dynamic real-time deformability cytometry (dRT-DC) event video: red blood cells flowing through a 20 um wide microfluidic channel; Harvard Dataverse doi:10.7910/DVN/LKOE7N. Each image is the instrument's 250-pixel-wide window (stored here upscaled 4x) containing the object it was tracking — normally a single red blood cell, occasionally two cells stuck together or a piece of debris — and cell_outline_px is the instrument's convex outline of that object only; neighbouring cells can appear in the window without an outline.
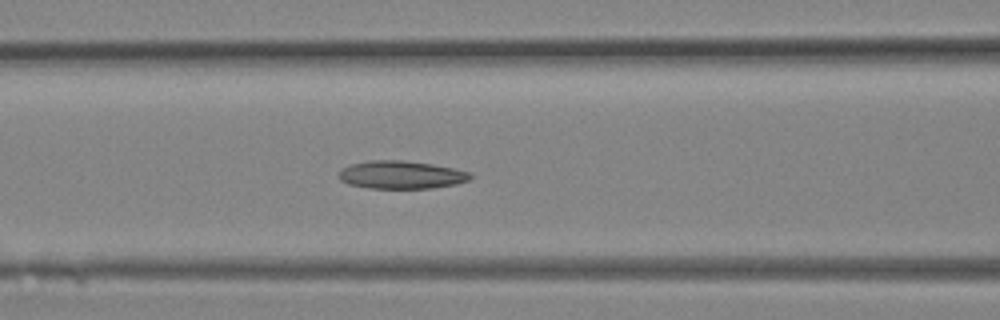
{"species": "Egyptian fruit bat (a non-hibernating species)", "species_latin": "Rousettus aegyptiacus", "temperature_condition": "room temperature", "stored_images_in_passage": 14, "camera_frame_rate_fps": 3000, "um_per_image_px": 0.085, "animal": {"sex": "female"}, "frame": {"image": 1, "passage_image": 12, "time_ms": 3.667, "image_size_px": [1000, 320], "cell_outline_px": [[472, 176], [468, 180], [456, 184], [432, 188], [368, 188], [348, 184], [340, 180], [336, 176], [340, 168], [348, 164], [368, 160], [404, 160], [432, 164], [472, 172]], "centroid_in_image_um": [34.03, 14.85], "position_along_channel_um": 132.6, "area_um2": 21.73}}
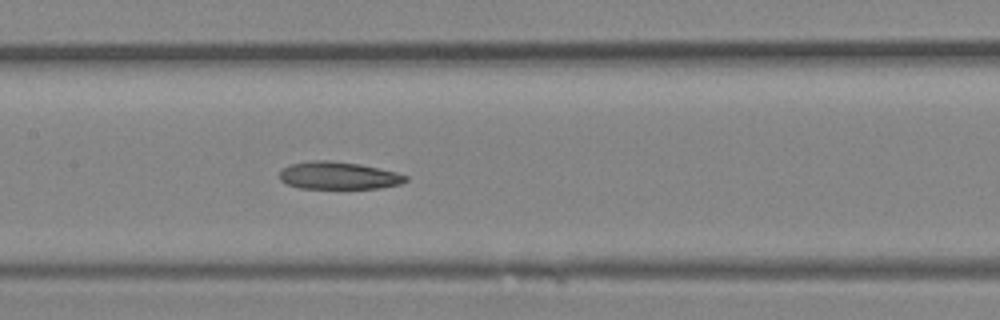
{"frame": {"image": 2, "passage_image": 14, "time_ms": 4.333, "image_size_px": [1000, 320], "cell_outline_px": [[408, 180], [400, 184], [380, 188], [300, 188], [288, 184], [280, 180], [280, 172], [284, 168], [292, 164], [312, 160], [332, 160], [360, 164], [380, 168], [396, 172], [408, 176]], "centroid_in_image_um": [28.81, 14.92], "position_along_channel_um": 178.6, "area_um2": 20.17}}